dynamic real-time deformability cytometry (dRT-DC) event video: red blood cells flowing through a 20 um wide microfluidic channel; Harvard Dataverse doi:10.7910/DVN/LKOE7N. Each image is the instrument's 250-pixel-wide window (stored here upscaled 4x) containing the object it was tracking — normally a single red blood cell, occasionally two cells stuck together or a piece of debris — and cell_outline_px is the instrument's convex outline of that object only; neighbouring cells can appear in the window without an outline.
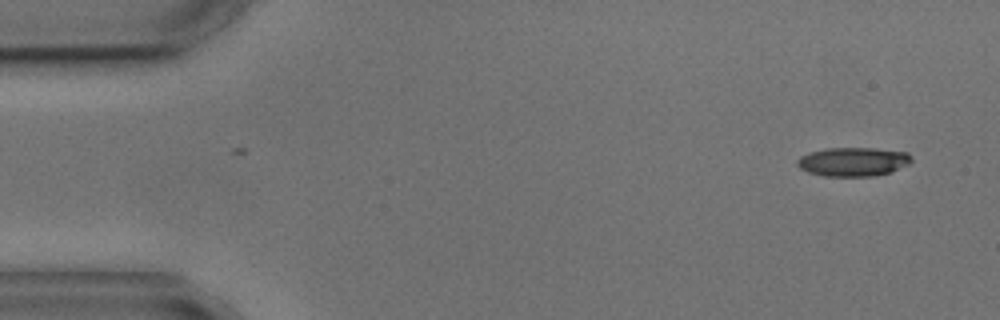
{"species": "common noctule bat (a hibernating species)", "species_latin": "Nyctalus noctula", "temperature_condition": "cold", "stored_images_in_passage": 4, "camera_frame_rate_fps": 3000, "um_per_image_px": 0.085, "animal": {"sex": "male", "body_mass_g": 17.9, "forearm_length_mm": 54.2}, "frame": {"image": 1, "passage_image": 1, "time_ms": 0.0, "image_size_px": [1000, 320], "cell_outline_px": [[912, 160], [908, 164], [892, 172], [872, 176], [824, 176], [808, 172], [800, 168], [796, 164], [796, 160], [800, 156], [812, 152], [828, 148], [872, 148], [908, 152], [912, 156]], "centroid_in_image_um": [72.53, 13.75], "position_along_channel_um": 12.5, "area_um2": 19.25}}
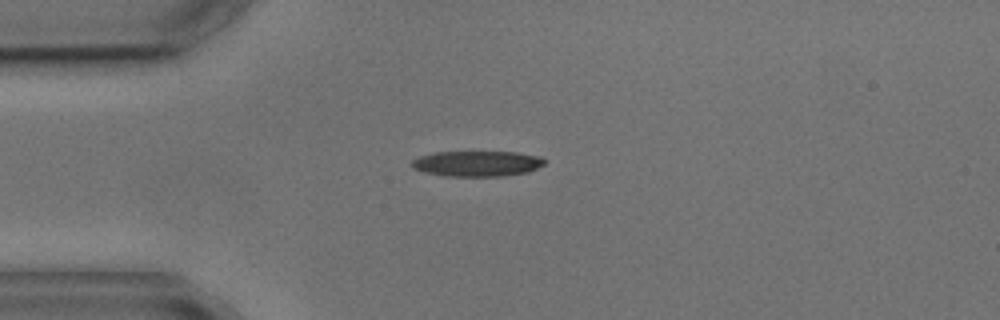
{"frame": {"image": 2, "passage_image": 4, "time_ms": 3.333, "image_size_px": [1000, 320], "cell_outline_px": [[544, 164], [528, 172], [504, 176], [448, 176], [428, 172], [412, 168], [412, 160], [420, 156], [436, 152], [516, 152], [540, 156], [544, 160]], "centroid_in_image_um": [40.58, 13.9], "position_along_channel_um": 44.4, "area_um2": 19.54}}